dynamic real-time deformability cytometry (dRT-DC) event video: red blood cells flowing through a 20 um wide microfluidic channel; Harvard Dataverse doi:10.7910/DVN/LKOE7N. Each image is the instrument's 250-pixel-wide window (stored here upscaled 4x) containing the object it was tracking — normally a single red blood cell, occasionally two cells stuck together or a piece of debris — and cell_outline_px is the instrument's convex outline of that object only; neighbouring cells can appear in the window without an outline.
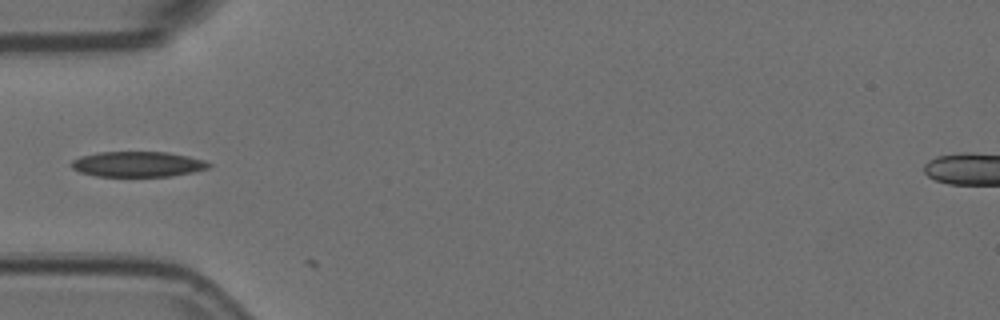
{"species": "Egyptian fruit bat (a non-hibernating species)", "species_latin": "Rousettus aegyptiacus", "temperature_condition": "room temperature", "stored_images_in_passage": 9, "camera_frame_rate_fps": 3000, "um_per_image_px": 0.085, "animal": {"sex": "female"}, "frame": {"image": 1, "passage_image": 1, "time_ms": 0.0, "image_size_px": [1000, 320], "cell_outline_px": [[212, 164], [208, 168], [192, 172], [172, 176], [96, 176], [80, 172], [72, 168], [68, 164], [72, 160], [80, 156], [96, 152], [168, 152], [188, 156], [204, 160]], "centroid_in_image_um": [11.67, 13.95], "position_along_channel_um": 73.3, "area_um2": 20.4}}
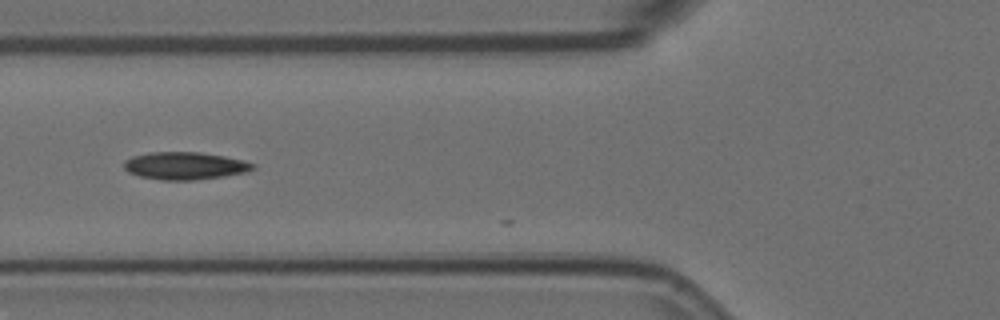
{"frame": {"image": 2, "passage_image": 4, "time_ms": 1.0, "image_size_px": [1000, 320], "cell_outline_px": [[256, 168], [244, 172], [224, 176], [192, 180], [160, 180], [140, 176], [128, 172], [124, 168], [124, 160], [132, 156], [148, 152], [200, 152], [224, 156], [244, 160], [256, 164]], "centroid_in_image_um": [15.71, 14.08], "position_along_channel_um": 110.1, "area_um2": 20.75}}
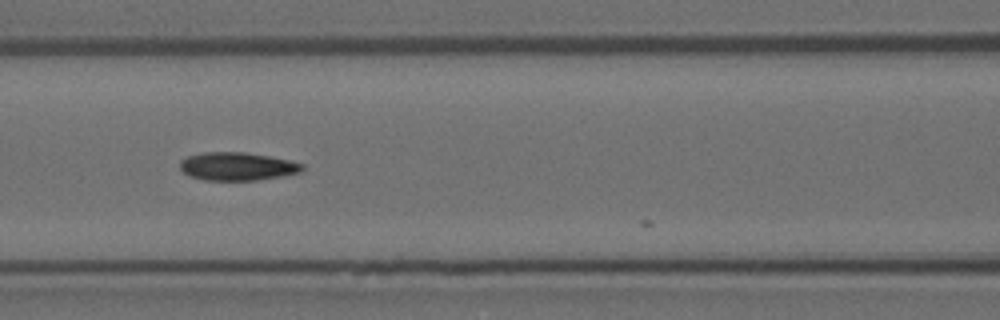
{"frame": {"image": 3, "passage_image": 7, "time_ms": 2.0, "image_size_px": [1000, 320], "cell_outline_px": [[304, 168], [300, 172], [284, 176], [256, 180], [204, 180], [188, 176], [180, 168], [180, 160], [188, 156], [204, 152], [244, 152], [268, 156], [288, 160], [304, 164]], "centroid_in_image_um": [20.16, 14.14], "position_along_channel_um": 146.4, "area_um2": 20.06}}